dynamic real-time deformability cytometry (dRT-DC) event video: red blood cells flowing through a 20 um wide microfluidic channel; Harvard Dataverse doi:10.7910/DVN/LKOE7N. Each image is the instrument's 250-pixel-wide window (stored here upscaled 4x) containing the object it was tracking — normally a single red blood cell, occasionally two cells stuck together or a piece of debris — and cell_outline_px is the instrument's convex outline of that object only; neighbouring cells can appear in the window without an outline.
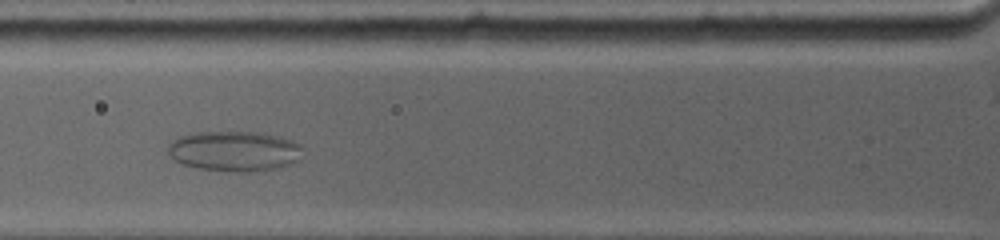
{"species": "common noctule bat (a hibernating species)", "species_latin": "Nyctalus noctula", "temperature_condition": "warm", "stored_images_in_passage": 11, "camera_frame_rate_fps": 4500, "um_per_image_px": 0.085, "animal": {"sex": "female", "body_mass_g": 19.0, "forearm_length_mm": 53.3}, "frame": {"image": 1, "passage_image": 4, "time_ms": 3.333, "image_size_px": [1000, 240], "cell_outline_px": [[300, 160], [292, 164], [280, 168], [248, 172], [232, 172], [196, 168], [184, 164], [176, 160], [164, 148], [176, 136], [196, 132], [264, 132], [280, 136], [292, 140], [300, 144]], "centroid_in_image_um": [19.91, 12.84], "position_along_channel_um": 105.9, "area_um2": 32.08}}
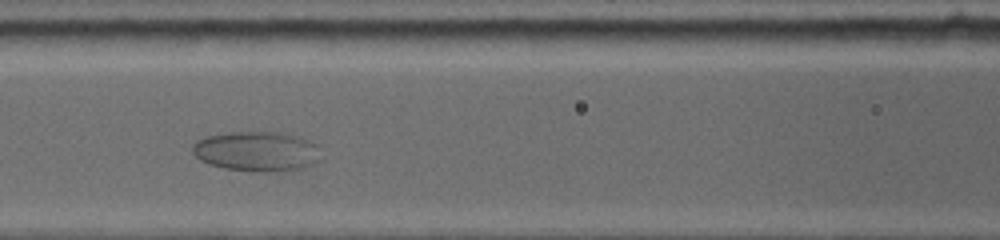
{"frame": {"image": 2, "passage_image": 5, "time_ms": 4.444, "image_size_px": [1000, 240], "cell_outline_px": [[320, 160], [304, 168], [268, 172], [264, 172], [224, 168], [208, 164], [200, 160], [192, 152], [192, 144], [196, 140], [204, 136], [232, 132], [280, 132], [300, 136], [312, 140], [316, 144]], "centroid_in_image_um": [21.81, 12.85], "position_along_channel_um": 144.8, "area_um2": 30.06}}
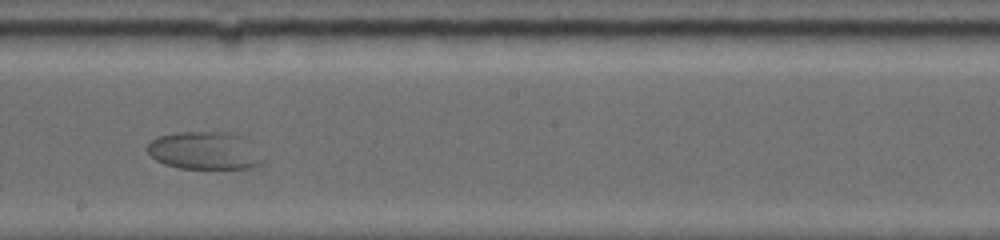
{"frame": {"image": 3, "passage_image": 7, "time_ms": 6.889, "image_size_px": [1000, 240], "cell_outline_px": [[268, 156], [260, 164], [252, 168], [180, 168], [164, 164], [156, 160], [148, 152], [148, 144], [152, 140], [160, 136], [180, 132], [236, 132], [248, 136]], "centroid_in_image_um": [17.58, 12.79], "position_along_channel_um": 230.6, "area_um2": 26.24}}